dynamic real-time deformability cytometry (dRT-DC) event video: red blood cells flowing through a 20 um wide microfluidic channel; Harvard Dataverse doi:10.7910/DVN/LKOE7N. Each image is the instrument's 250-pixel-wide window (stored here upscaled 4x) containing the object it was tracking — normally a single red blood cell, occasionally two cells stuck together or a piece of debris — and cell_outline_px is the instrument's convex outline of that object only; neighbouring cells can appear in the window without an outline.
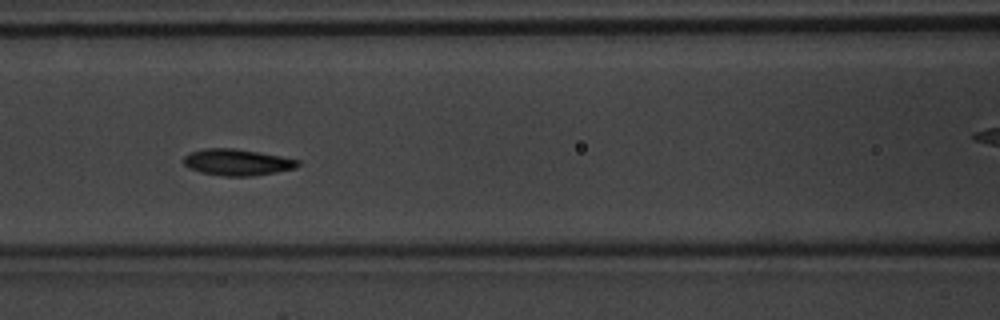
{"species": "common noctule bat (a hibernating species)", "species_latin": "Nyctalus noctula", "temperature_condition": "warm", "stored_images_in_passage": 50, "camera_frame_rate_fps": 3000, "um_per_image_px": 0.085, "animal": {"sex": "male", "body_mass_g": 20.1, "forearm_length_mm": 53.5}, "frame": {"image": 1, "passage_image": 22, "time_ms": 7.0, "image_size_px": [1000, 320], "cell_outline_px": [[300, 164], [296, 168], [276, 172], [252, 176], [224, 176], [200, 172], [188, 168], [184, 164], [184, 156], [192, 152], [204, 148], [232, 148], [280, 156], [300, 160]], "centroid_in_image_um": [20.16, 13.8], "position_along_channel_um": 146.4, "area_um2": 17.46}}
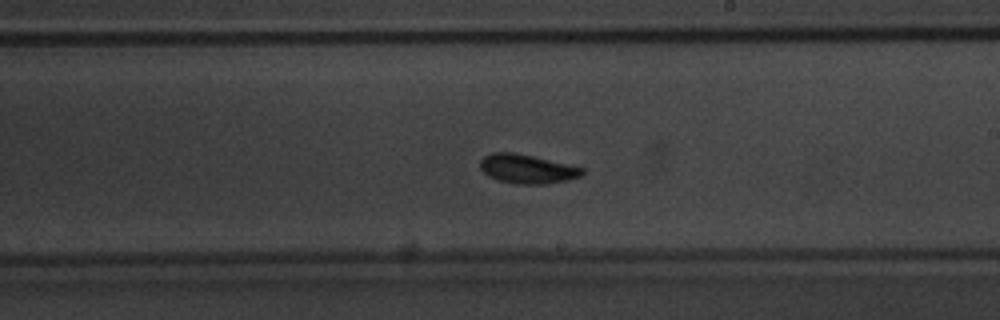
{"frame": {"image": 2, "passage_image": 29, "time_ms": 9.333, "image_size_px": [1000, 320], "cell_outline_px": [[584, 176], [568, 180], [548, 184], [516, 184], [500, 180], [488, 176], [480, 168], [480, 160], [484, 156], [492, 152], [512, 152], [532, 156], [584, 168]], "centroid_in_image_um": [44.82, 14.36], "position_along_channel_um": 244.2, "area_um2": 17.28}, "authors_computed_cell_mechanics": {"area_um2": 16.8198, "velocity_mm_per_s": 4.1981, "shape_relaxation_time_tau1_ms": 2.2576, "shape_relaxation_time_tau2_ms": 2.0952, "deformation_change_tau1": 0.1324, "deformation_change_tau2": 0.08}}